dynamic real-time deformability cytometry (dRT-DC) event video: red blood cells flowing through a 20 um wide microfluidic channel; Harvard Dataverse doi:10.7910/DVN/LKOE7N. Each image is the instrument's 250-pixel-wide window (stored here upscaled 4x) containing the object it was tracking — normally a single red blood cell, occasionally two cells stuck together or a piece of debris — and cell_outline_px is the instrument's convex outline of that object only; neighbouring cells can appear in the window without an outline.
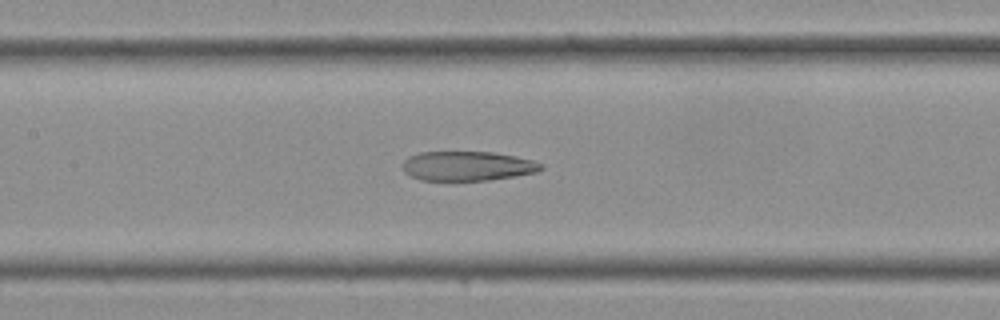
{"species": "Egyptian fruit bat (a non-hibernating species)", "species_latin": "Rousettus aegyptiacus", "temperature_condition": "cold", "stored_images_in_passage": 31, "camera_frame_rate_fps": 3000, "um_per_image_px": 0.085, "frame": {"image": 1, "passage_image": 10, "time_ms": 3.0, "image_size_px": [1000, 320], "cell_outline_px": [[544, 168], [536, 172], [516, 176], [488, 180], [420, 180], [404, 172], [400, 168], [400, 164], [408, 156], [420, 152], [492, 152], [516, 156], [532, 160], [544, 164]], "centroid_in_image_um": [39.71, 14.11], "position_along_channel_um": 167.7, "area_um2": 23.99}}
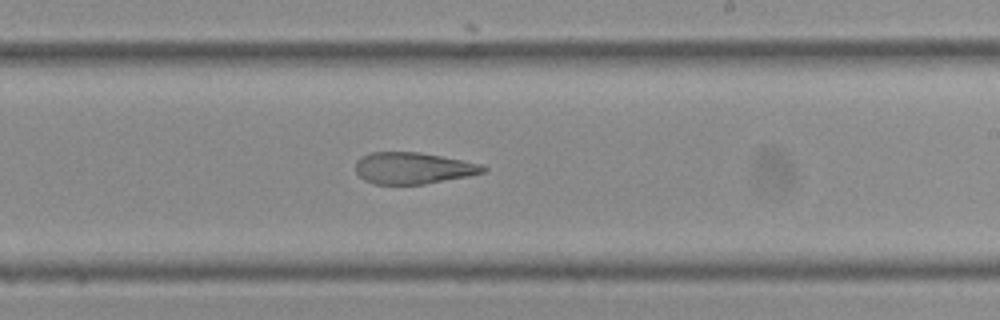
{"frame": {"image": 2, "passage_image": 15, "time_ms": 4.667, "image_size_px": [1000, 320], "cell_outline_px": [[488, 168], [484, 172], [468, 176], [424, 184], [376, 184], [364, 180], [356, 172], [356, 160], [360, 156], [372, 152], [420, 152], [480, 164]], "centroid_in_image_um": [35.07, 14.29], "position_along_channel_um": 253.9, "area_um2": 23.29}}
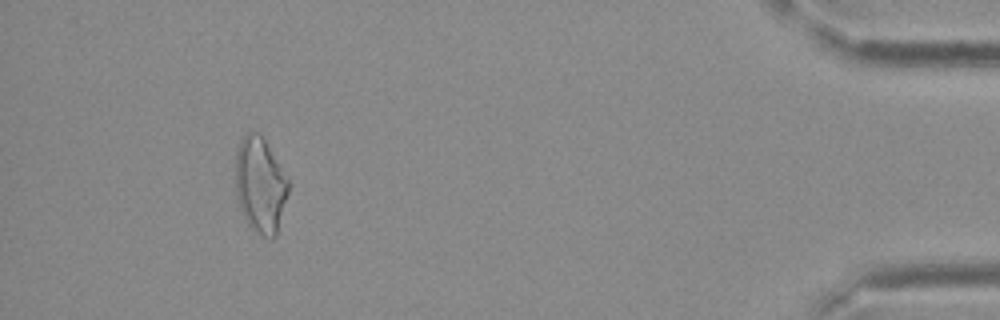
{"frame": {"image": 3, "passage_image": 28, "time_ms": 9.0, "image_size_px": [1000, 320], "cell_outline_px": [[288, 192], [276, 236], [272, 240], [268, 240], [252, 228], [248, 224], [240, 208], [236, 196], [236, 152], [240, 140], [248, 132], [256, 132], [264, 140], [288, 180]], "centroid_in_image_um": [22.1, 15.77], "position_along_channel_um": 413.1, "area_um2": 28.96}}